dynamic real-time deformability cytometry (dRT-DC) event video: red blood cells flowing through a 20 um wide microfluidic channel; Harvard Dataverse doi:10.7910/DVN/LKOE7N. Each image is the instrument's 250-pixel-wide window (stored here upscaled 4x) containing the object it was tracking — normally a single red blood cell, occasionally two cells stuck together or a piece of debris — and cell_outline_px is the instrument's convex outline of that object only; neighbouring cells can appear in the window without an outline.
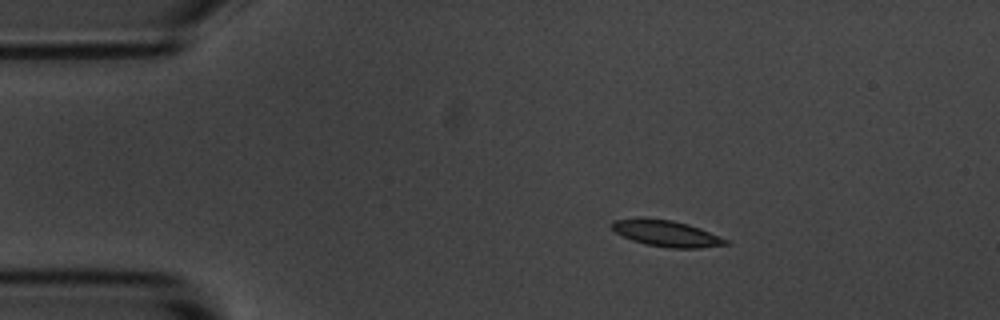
{"species": "common noctule bat (a hibernating species)", "species_latin": "Nyctalus noctula", "temperature_condition": "room temperature", "stored_images_in_passage": 3, "camera_frame_rate_fps": 3000, "um_per_image_px": 0.085, "animal": {"sex": "male", "body_mass_g": 20.1, "forearm_length_mm": 53.5}, "frame": {"image": 1, "passage_image": 1, "time_ms": 0.0, "image_size_px": [1000, 320], "cell_outline_px": [[728, 244], [700, 248], [668, 248], [644, 244], [632, 240], [616, 232], [608, 224], [612, 220], [672, 220], [688, 224], [700, 228], [728, 240]], "centroid_in_image_um": [56.67, 19.88], "position_along_channel_um": 28.3, "area_um2": 16.82}}